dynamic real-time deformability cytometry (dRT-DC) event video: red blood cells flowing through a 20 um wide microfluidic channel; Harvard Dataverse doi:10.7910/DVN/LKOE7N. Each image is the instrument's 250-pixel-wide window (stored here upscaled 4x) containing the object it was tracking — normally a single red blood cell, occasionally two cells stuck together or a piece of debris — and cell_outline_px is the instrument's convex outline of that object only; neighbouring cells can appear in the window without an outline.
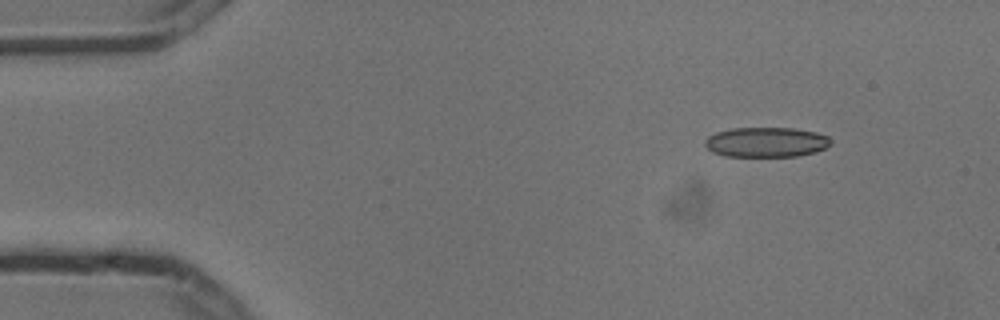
{"species": "common noctule bat (a hibernating species)", "species_latin": "Nyctalus noctula", "temperature_condition": "cold", "stored_images_in_passage": 9, "camera_frame_rate_fps": 3000, "um_per_image_px": 0.085, "animal": {"sex": "male", "body_mass_g": 13.3}, "frame": {"image": 1, "passage_image": 2, "time_ms": 0.333, "image_size_px": [1000, 320], "cell_outline_px": [[832, 144], [816, 152], [796, 156], [724, 156], [712, 152], [704, 144], [704, 140], [708, 136], [716, 132], [732, 128], [792, 128], [816, 132], [828, 136], [832, 140]], "centroid_in_image_um": [65.13, 12.08], "position_along_channel_um": 19.9, "area_um2": 22.02}}
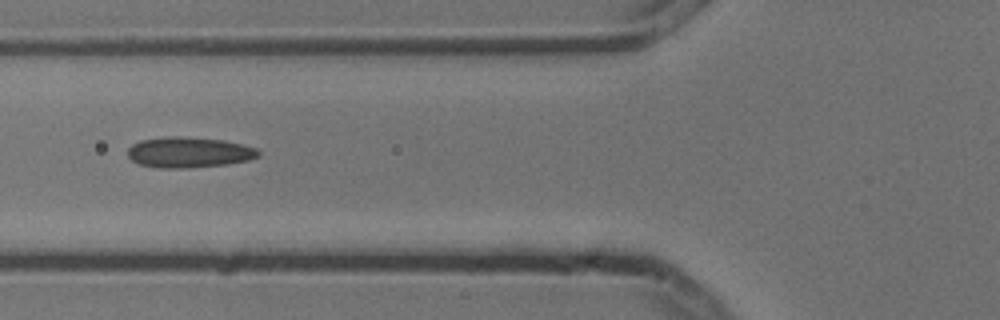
{"frame": {"image": 2, "passage_image": 6, "time_ms": 1.667, "image_size_px": [1000, 320], "cell_outline_px": [[260, 156], [248, 160], [228, 164], [188, 168], [160, 168], [140, 164], [132, 160], [128, 156], [128, 148], [132, 144], [140, 140], [172, 136], [176, 136], [224, 140], [256, 148], [260, 152]], "centroid_in_image_um": [16.06, 12.95], "position_along_channel_um": 109.7, "area_um2": 23.24}}
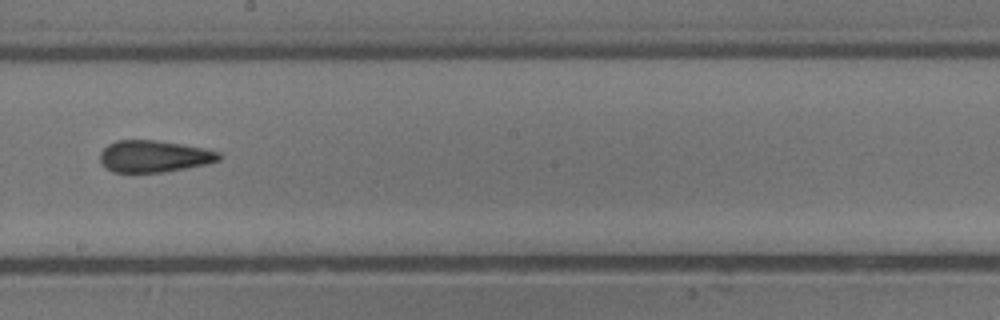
{"frame": {"image": 3, "passage_image": 9, "time_ms": 2.667, "image_size_px": [1000, 320], "cell_outline_px": [[220, 160], [208, 164], [164, 172], [112, 172], [100, 160], [100, 152], [108, 144], [116, 140], [156, 140], [204, 148], [220, 152]], "centroid_in_image_um": [13.1, 13.28], "position_along_channel_um": 235.1, "area_um2": 21.96}}